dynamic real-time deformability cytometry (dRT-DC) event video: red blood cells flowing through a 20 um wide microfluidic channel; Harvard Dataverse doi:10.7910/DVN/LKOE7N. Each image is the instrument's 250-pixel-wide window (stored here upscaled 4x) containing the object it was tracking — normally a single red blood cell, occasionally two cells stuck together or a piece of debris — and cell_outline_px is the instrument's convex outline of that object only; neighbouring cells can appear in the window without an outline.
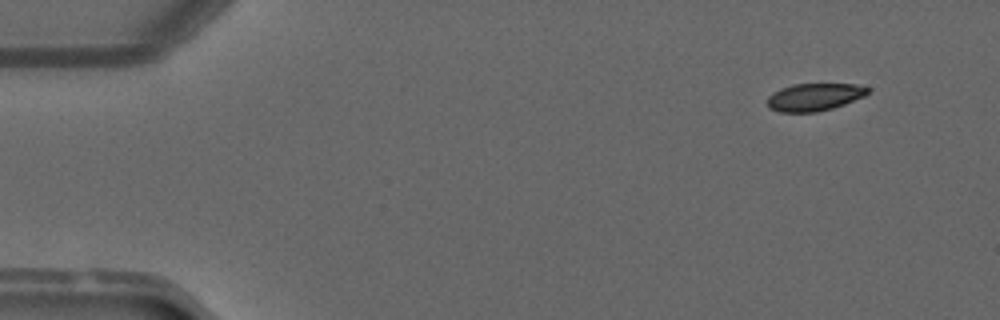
{"species": "common noctule bat (a hibernating species)", "species_latin": "Nyctalus noctula", "temperature_condition": "warm", "stored_images_in_passage": 32, "camera_frame_rate_fps": 3000, "um_per_image_px": 0.085, "animal": {"sex": "male", "forearm_length_mm": 52.5}, "frame": {"image": 1, "passage_image": 1, "time_ms": 0.0, "image_size_px": [1000, 320], "cell_outline_px": [[868, 92], [864, 96], [844, 104], [832, 108], [816, 112], [780, 112], [768, 108], [768, 96], [772, 92], [780, 88], [792, 84], [856, 84], [868, 88]], "centroid_in_image_um": [69.17, 8.24], "position_along_channel_um": 15.8, "area_um2": 16.07}}
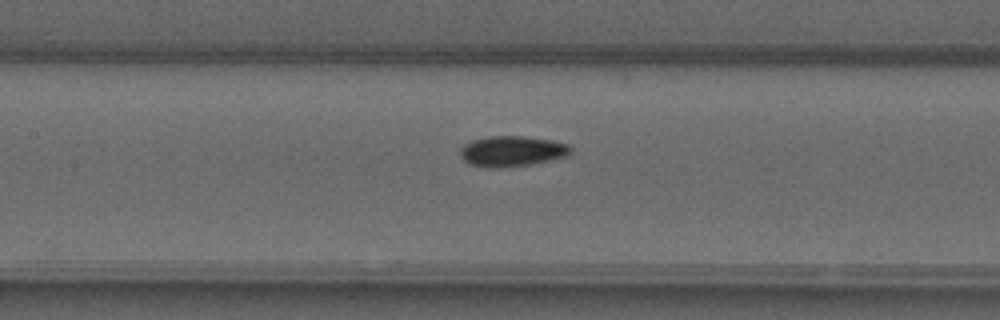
{"frame": {"image": 2, "passage_image": 20, "time_ms": 6.333, "image_size_px": [1000, 320], "cell_outline_px": [[572, 152], [568, 156], [552, 160], [532, 164], [500, 168], [484, 168], [468, 164], [460, 156], [460, 148], [464, 144], [472, 140], [488, 136], [524, 136], [552, 140], [568, 144], [572, 148]], "centroid_in_image_um": [43.52, 12.86], "position_along_channel_um": 163.9, "area_um2": 20.06}}
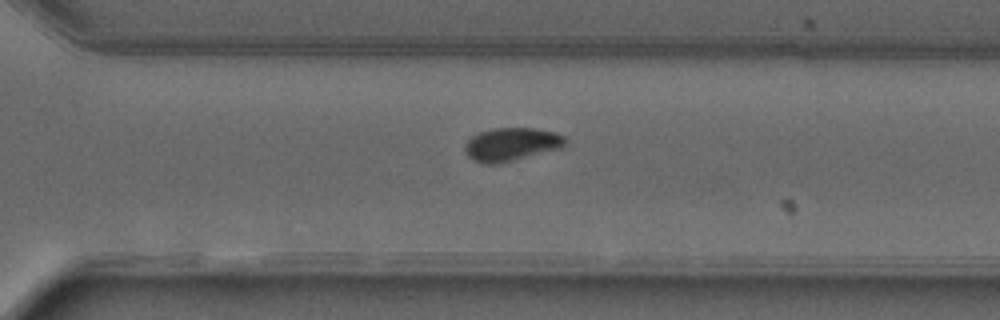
{"frame": {"image": 3, "passage_image": 32, "time_ms": 10.333, "image_size_px": [1000, 320], "cell_outline_px": [[568, 144], [564, 148], [500, 164], [484, 164], [472, 160], [468, 156], [464, 148], [464, 144], [472, 136], [480, 132], [492, 128], [536, 128], [556, 132], [564, 136], [568, 140]], "centroid_in_image_um": [43.53, 12.28], "position_along_channel_um": 327.1, "area_um2": 20.0}}